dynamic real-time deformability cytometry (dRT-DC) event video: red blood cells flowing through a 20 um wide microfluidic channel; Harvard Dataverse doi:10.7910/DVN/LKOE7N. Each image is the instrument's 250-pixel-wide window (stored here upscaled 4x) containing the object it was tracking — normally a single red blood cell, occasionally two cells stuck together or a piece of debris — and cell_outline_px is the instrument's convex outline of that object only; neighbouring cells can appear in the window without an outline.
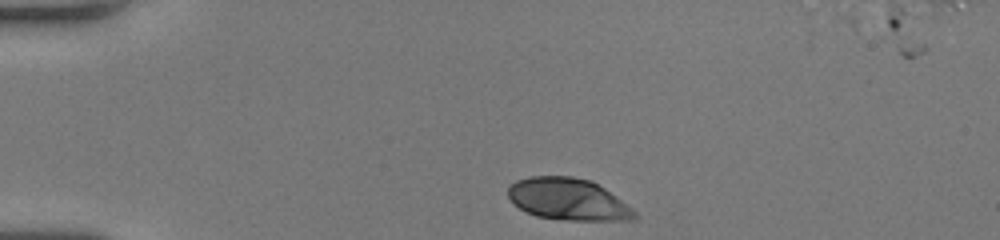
{"species": "human", "species_latin": "Homo sapiens", "temperature_condition": "room temperature", "stored_images_in_passage": 42, "camera_frame_rate_fps": 3000, "um_per_image_px": 0.085, "donor": {"sex": "female"}, "frame": {"image": 1, "passage_image": 1, "time_ms": 0.0, "image_size_px": [1000, 240], "cell_outline_px": [[636, 220], [568, 220], [536, 216], [512, 204], [508, 196], [508, 188], [516, 180], [528, 176], [572, 176], [592, 180], [616, 196], [632, 208], [636, 212]], "centroid_in_image_um": [48.28, 16.93], "position_along_channel_um": 36.7, "area_um2": 30.92}}
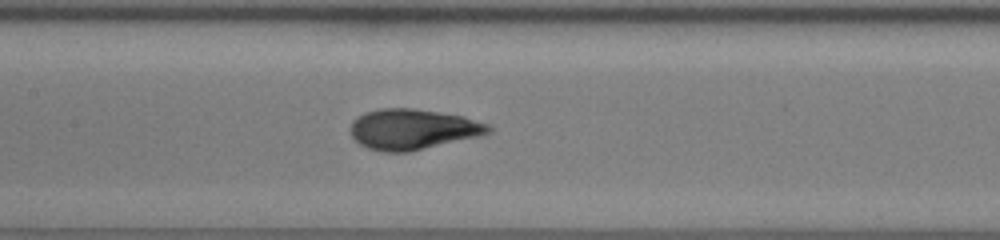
{"frame": {"image": 2, "passage_image": 16, "time_ms": 5.0, "image_size_px": [1000, 240], "cell_outline_px": [[492, 132], [484, 136], [408, 152], [380, 152], [368, 148], [360, 144], [352, 136], [352, 120], [356, 116], [364, 112], [380, 108], [412, 108], [464, 116], [492, 124]], "centroid_in_image_um": [35.15, 10.99], "position_along_channel_um": 172.2, "area_um2": 33.06}}
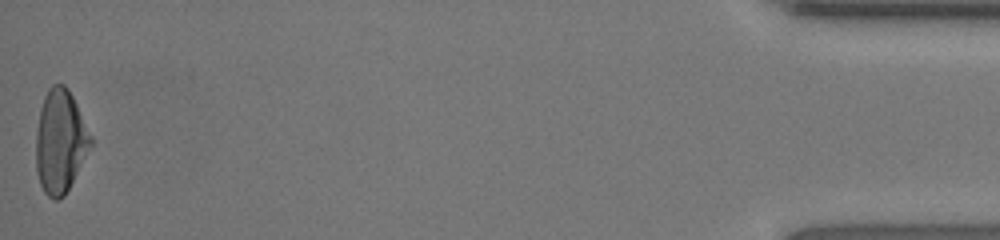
{"frame": {"image": 3, "passage_image": 42, "time_ms": 13.667, "image_size_px": [1000, 240], "cell_outline_px": [[92, 144], [64, 196], [56, 200], [52, 200], [44, 192], [40, 184], [36, 172], [36, 132], [40, 108], [44, 96], [48, 88], [52, 84], [64, 84], [68, 88], [92, 136]], "centroid_in_image_um": [5.1, 12.01], "position_along_channel_um": 430.1, "area_um2": 32.77}, "authors_computed_cell_mechanics": {"area_um2": 31.9345, "velocity_mm_per_s": 4.0101, "shape_relaxation_time_tau1_ms": 5.9473, "shape_relaxation_time_tau2_ms": 0.6463, "deformation_change_tau1": 0.2339, "deformation_change_tau2": 0.0409}}